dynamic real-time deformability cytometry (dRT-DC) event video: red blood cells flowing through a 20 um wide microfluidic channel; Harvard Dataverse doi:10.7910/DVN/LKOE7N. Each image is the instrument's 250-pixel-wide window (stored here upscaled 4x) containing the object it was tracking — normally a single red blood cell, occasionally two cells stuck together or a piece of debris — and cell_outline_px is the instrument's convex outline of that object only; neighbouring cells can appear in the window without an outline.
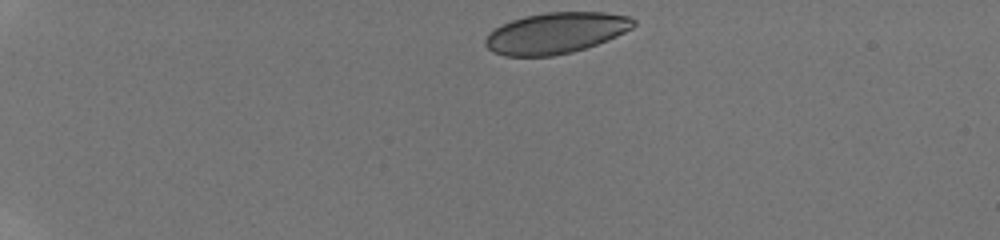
{"species": "human", "species_latin": "Homo sapiens", "temperature_condition": "room temperature", "stored_images_in_passage": 34, "camera_frame_rate_fps": 3000, "um_per_image_px": 0.085, "donor": {"sex": "male"}, "frame": {"image": 1, "passage_image": 1, "time_ms": 0.0, "image_size_px": [1000, 240], "cell_outline_px": [[636, 24], [632, 28], [608, 40], [572, 52], [552, 56], [504, 56], [492, 52], [484, 44], [484, 40], [488, 32], [512, 20], [524, 16], [548, 12], [604, 12], [628, 16], [636, 20]], "centroid_in_image_um": [47.23, 2.81], "position_along_channel_um": 37.8, "area_um2": 35.43}}
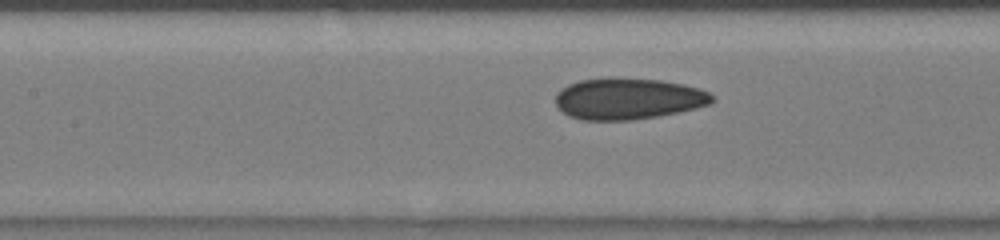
{"frame": {"image": 2, "passage_image": 11, "time_ms": 5.0, "image_size_px": [1000, 240], "cell_outline_px": [[716, 100], [712, 104], [696, 108], [656, 116], [632, 120], [584, 120], [568, 116], [556, 104], [556, 92], [560, 88], [568, 84], [580, 80], [612, 76], [660, 80], [684, 84], [700, 88], [708, 92]], "centroid_in_image_um": [53.39, 8.37], "position_along_channel_um": 154.0, "area_um2": 38.15}}
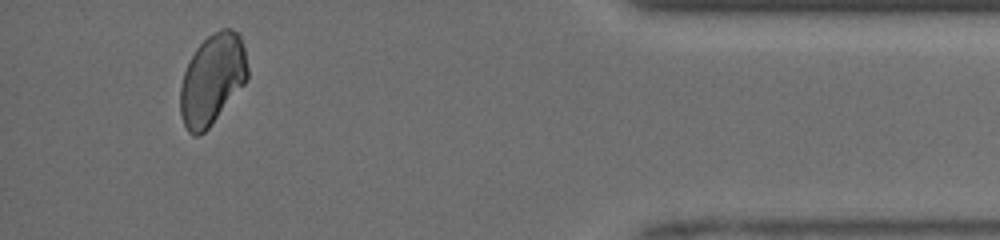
{"frame": {"image": 3, "passage_image": 30, "time_ms": 12.333, "image_size_px": [1000, 240], "cell_outline_px": [[248, 80], [208, 128], [200, 136], [196, 136], [188, 132], [180, 116], [180, 88], [184, 72], [196, 48], [208, 36], [220, 28], [232, 28], [240, 36], [244, 48], [248, 68]], "centroid_in_image_um": [18.04, 6.75], "position_along_channel_um": 417.2, "area_um2": 35.43}, "authors_computed_cell_mechanics": {"area_um2": 36.0672, "velocity_mm_per_s": 4.1173, "shape_relaxation_time_tau1_ms": null, "shape_relaxation_time_tau2_ms": 1.7175, "deformation_change_tau1": null, "deformation_change_tau2": 0.0577}}